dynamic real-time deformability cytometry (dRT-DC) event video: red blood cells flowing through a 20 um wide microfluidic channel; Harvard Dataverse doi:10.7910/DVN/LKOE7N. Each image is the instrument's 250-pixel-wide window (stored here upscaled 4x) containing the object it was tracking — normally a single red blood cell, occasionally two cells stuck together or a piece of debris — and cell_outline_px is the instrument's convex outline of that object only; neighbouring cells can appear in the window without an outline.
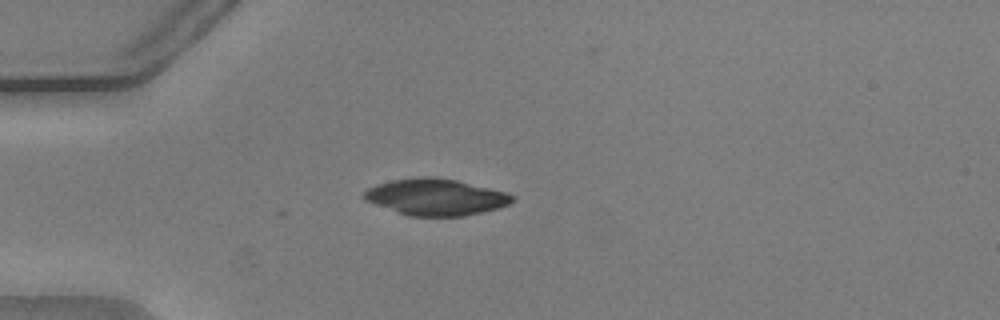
{"species": "common noctule bat (a hibernating species)", "species_latin": "Nyctalus noctula", "temperature_condition": "warm", "stored_images_in_passage": 29, "camera_frame_rate_fps": 3000, "um_per_image_px": 0.085, "animal": {"sex": "male", "body_mass_g": 20.5, "forearm_length_mm": 52.5}, "frame": {"image": 1, "passage_image": 2, "time_ms": 0.333, "image_size_px": [1000, 320], "cell_outline_px": [[516, 200], [500, 208], [464, 216], [408, 216], [364, 200], [360, 196], [368, 188], [376, 184], [392, 180], [420, 176], [432, 176], [456, 180], [508, 192], [516, 196]], "centroid_in_image_um": [37.06, 16.74], "position_along_channel_um": 47.9, "area_um2": 31.85}}